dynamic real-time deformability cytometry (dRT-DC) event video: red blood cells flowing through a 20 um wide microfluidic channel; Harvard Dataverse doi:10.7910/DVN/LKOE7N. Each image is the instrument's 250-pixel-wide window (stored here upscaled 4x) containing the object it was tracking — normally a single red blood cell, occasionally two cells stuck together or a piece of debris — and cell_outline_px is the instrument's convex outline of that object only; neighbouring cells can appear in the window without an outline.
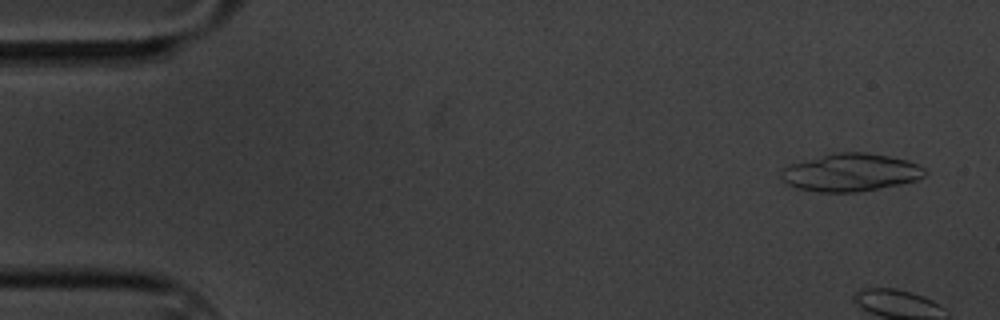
{"species": "common noctule bat (a hibernating species)", "species_latin": "Nyctalus noctula", "temperature_condition": "cold", "stored_images_in_passage": 7, "camera_frame_rate_fps": 3000, "um_per_image_px": 0.085, "animal": {"sex": "male", "body_mass_g": 20.1, "forearm_length_mm": 53.5}, "frame": {"image": 1, "passage_image": 3, "time_ms": 0.667, "image_size_px": [1000, 320], "cell_outline_px": [[928, 172], [924, 176], [916, 180], [900, 184], [856, 192], [816, 192], [796, 188], [788, 184], [780, 176], [780, 172], [784, 168], [792, 164], [836, 152], [864, 152], [888, 156], [908, 160], [924, 168]], "centroid_in_image_um": [72.32, 14.66], "position_along_channel_um": 12.7, "area_um2": 31.33}}